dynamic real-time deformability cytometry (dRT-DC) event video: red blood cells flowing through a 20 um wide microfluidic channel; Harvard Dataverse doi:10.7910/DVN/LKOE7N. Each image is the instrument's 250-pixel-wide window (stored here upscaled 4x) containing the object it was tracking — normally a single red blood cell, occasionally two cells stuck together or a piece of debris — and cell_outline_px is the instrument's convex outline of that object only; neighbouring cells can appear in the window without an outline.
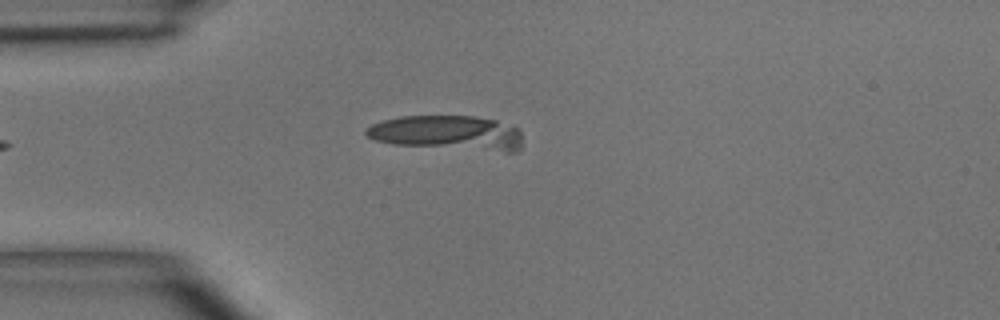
{"species": "common noctule bat (a hibernating species)", "species_latin": "Nyctalus noctula", "temperature_condition": "room temperature", "stored_images_in_passage": 4, "camera_frame_rate_fps": 3000, "um_per_image_px": 0.085, "animal": {"sex": "male", "body_mass_g": 15.6}, "frame": {"image": 1, "passage_image": 4, "time_ms": 3.667, "image_size_px": [1000, 320], "cell_outline_px": [[524, 144], [516, 152], [508, 152], [392, 144], [376, 140], [364, 136], [364, 132], [372, 124], [384, 120], [400, 116], [476, 116], [496, 120], [520, 128]], "centroid_in_image_um": [38.11, 11.3], "position_along_channel_um": 46.9, "area_um2": 31.96}}